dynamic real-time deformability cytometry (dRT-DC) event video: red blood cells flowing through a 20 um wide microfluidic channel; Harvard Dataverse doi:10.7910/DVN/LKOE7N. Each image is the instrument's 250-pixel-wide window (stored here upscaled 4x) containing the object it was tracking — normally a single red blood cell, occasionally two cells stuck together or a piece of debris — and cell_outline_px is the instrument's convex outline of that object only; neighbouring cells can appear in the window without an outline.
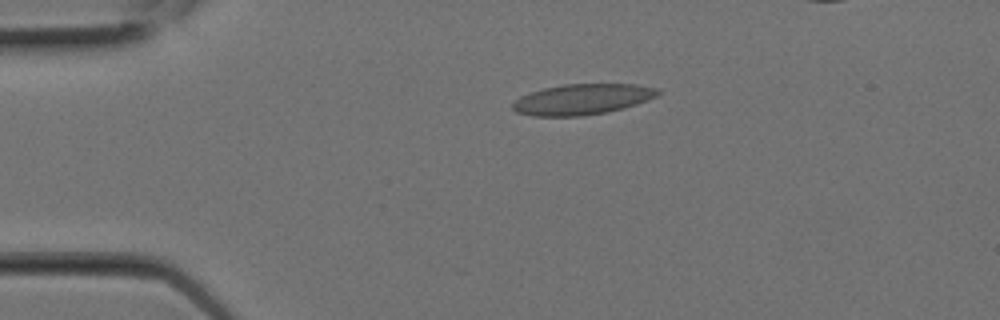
{"species": "Egyptian fruit bat (a non-hibernating species)", "species_latin": "Rousettus aegyptiacus", "temperature_condition": "room temperature", "stored_images_in_passage": 8, "camera_frame_rate_fps": 3000, "um_per_image_px": 0.085, "animal": {"sex": "female"}, "frame": {"image": 1, "passage_image": 2, "time_ms": 0.333, "image_size_px": [1000, 320], "cell_outline_px": [[660, 92], [656, 96], [648, 100], [636, 104], [604, 112], [580, 116], [532, 116], [516, 112], [512, 108], [512, 104], [520, 96], [544, 88], [564, 84], [636, 84], [660, 88]], "centroid_in_image_um": [49.49, 8.43], "position_along_channel_um": 35.5, "area_um2": 25.78}}
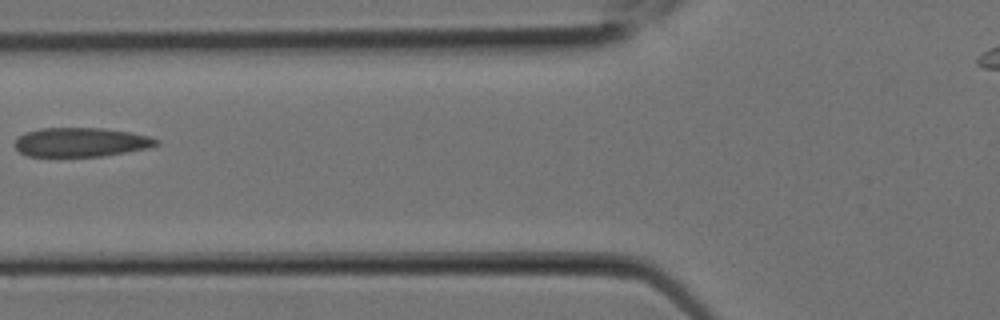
{"frame": {"image": 2, "passage_image": 6, "time_ms": 1.667, "image_size_px": [1000, 320], "cell_outline_px": [[160, 144], [148, 148], [104, 156], [28, 156], [20, 152], [16, 148], [16, 140], [20, 136], [28, 132], [40, 128], [104, 128], [132, 132], [148, 136], [160, 140]], "centroid_in_image_um": [6.94, 12.08], "position_along_channel_um": 118.9, "area_um2": 23.93}}
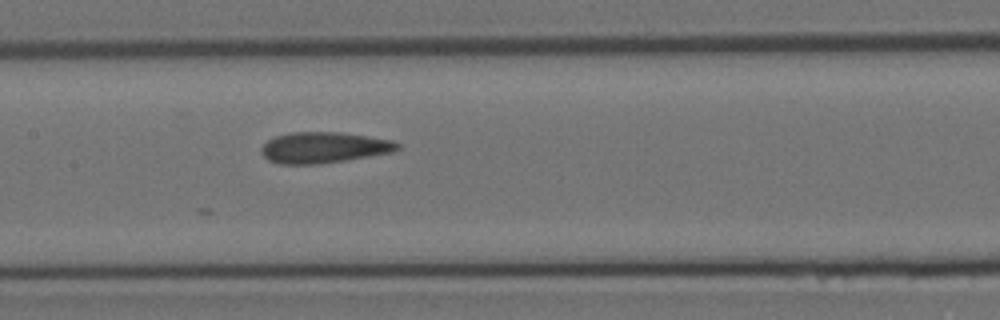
{"frame": {"image": 3, "passage_image": 8, "time_ms": 2.333, "image_size_px": [1000, 320], "cell_outline_px": [[400, 148], [392, 152], [320, 164], [280, 164], [268, 160], [260, 152], [260, 148], [268, 140], [276, 136], [288, 132], [340, 132], [392, 140], [400, 144]], "centroid_in_image_um": [27.49, 12.54], "position_along_channel_um": 179.9, "area_um2": 24.51}}